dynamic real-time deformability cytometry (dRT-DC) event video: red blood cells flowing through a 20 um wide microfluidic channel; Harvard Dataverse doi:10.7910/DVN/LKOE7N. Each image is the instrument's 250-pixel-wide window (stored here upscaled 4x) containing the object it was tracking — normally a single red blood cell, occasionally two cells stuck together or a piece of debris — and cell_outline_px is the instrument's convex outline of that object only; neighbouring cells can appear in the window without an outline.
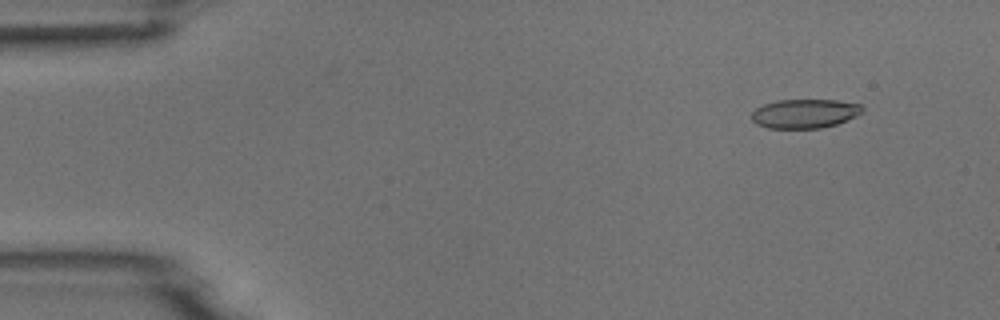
{"species": "common noctule bat (a hibernating species)", "species_latin": "Nyctalus noctula", "temperature_condition": "room temperature", "stored_images_in_passage": 5, "camera_frame_rate_fps": 3000, "um_per_image_px": 0.085, "animal": {"sex": "male", "body_mass_g": 18.8}, "frame": {"image": 1, "passage_image": 2, "time_ms": 0.333, "image_size_px": [1000, 320], "cell_outline_px": [[864, 112], [856, 116], [836, 124], [820, 128], [768, 128], [756, 124], [752, 120], [752, 112], [756, 108], [764, 104], [776, 100], [836, 100], [860, 104], [864, 108]], "centroid_in_image_um": [68.4, 9.65], "position_along_channel_um": 16.6, "area_um2": 18.79}}
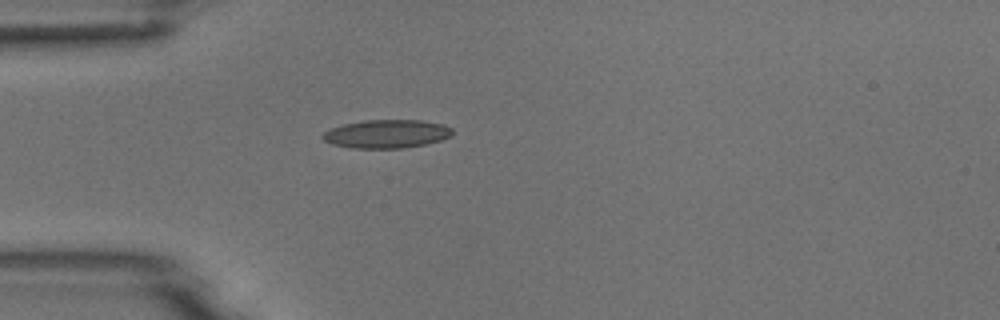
{"frame": {"image": 2, "passage_image": 5, "time_ms": 1.333, "image_size_px": [1000, 320], "cell_outline_px": [[452, 136], [440, 140], [424, 144], [400, 148], [352, 148], [332, 144], [324, 140], [320, 136], [324, 132], [332, 128], [344, 124], [364, 120], [420, 120], [444, 124], [452, 128]], "centroid_in_image_um": [32.86, 11.37], "position_along_channel_um": 52.1, "area_um2": 21.39}}